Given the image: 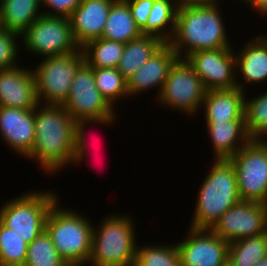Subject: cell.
Masks as SVG:
<instances>
[{
  "label": "cell",
  "instance_id": "obj_17",
  "mask_svg": "<svg viewBox=\"0 0 267 266\" xmlns=\"http://www.w3.org/2000/svg\"><path fill=\"white\" fill-rule=\"evenodd\" d=\"M116 0H82L68 17L75 41L79 47L99 39L105 29L107 17Z\"/></svg>",
  "mask_w": 267,
  "mask_h": 266
},
{
  "label": "cell",
  "instance_id": "obj_1",
  "mask_svg": "<svg viewBox=\"0 0 267 266\" xmlns=\"http://www.w3.org/2000/svg\"><path fill=\"white\" fill-rule=\"evenodd\" d=\"M217 1L179 3L175 31L168 43L180 58L182 53L185 58L196 51L232 48L216 5Z\"/></svg>",
  "mask_w": 267,
  "mask_h": 266
},
{
  "label": "cell",
  "instance_id": "obj_6",
  "mask_svg": "<svg viewBox=\"0 0 267 266\" xmlns=\"http://www.w3.org/2000/svg\"><path fill=\"white\" fill-rule=\"evenodd\" d=\"M54 192H30L7 201L0 209V222L30 244L43 231L52 206L58 201Z\"/></svg>",
  "mask_w": 267,
  "mask_h": 266
},
{
  "label": "cell",
  "instance_id": "obj_33",
  "mask_svg": "<svg viewBox=\"0 0 267 266\" xmlns=\"http://www.w3.org/2000/svg\"><path fill=\"white\" fill-rule=\"evenodd\" d=\"M16 37H21L18 33L8 31L0 26V70L16 67L15 59L18 56Z\"/></svg>",
  "mask_w": 267,
  "mask_h": 266
},
{
  "label": "cell",
  "instance_id": "obj_25",
  "mask_svg": "<svg viewBox=\"0 0 267 266\" xmlns=\"http://www.w3.org/2000/svg\"><path fill=\"white\" fill-rule=\"evenodd\" d=\"M176 2V0H155L146 25L140 30L141 34L156 36L164 43H168L175 31L176 13L179 5ZM168 26H171L170 29Z\"/></svg>",
  "mask_w": 267,
  "mask_h": 266
},
{
  "label": "cell",
  "instance_id": "obj_31",
  "mask_svg": "<svg viewBox=\"0 0 267 266\" xmlns=\"http://www.w3.org/2000/svg\"><path fill=\"white\" fill-rule=\"evenodd\" d=\"M245 128L250 140H265L267 135V92L245 100Z\"/></svg>",
  "mask_w": 267,
  "mask_h": 266
},
{
  "label": "cell",
  "instance_id": "obj_28",
  "mask_svg": "<svg viewBox=\"0 0 267 266\" xmlns=\"http://www.w3.org/2000/svg\"><path fill=\"white\" fill-rule=\"evenodd\" d=\"M24 266H69L58 254L50 235L43 231L28 244Z\"/></svg>",
  "mask_w": 267,
  "mask_h": 266
},
{
  "label": "cell",
  "instance_id": "obj_8",
  "mask_svg": "<svg viewBox=\"0 0 267 266\" xmlns=\"http://www.w3.org/2000/svg\"><path fill=\"white\" fill-rule=\"evenodd\" d=\"M84 62L81 50L71 54L46 57L41 61L33 70L39 103L45 99L44 104L63 105L68 98L78 68Z\"/></svg>",
  "mask_w": 267,
  "mask_h": 266
},
{
  "label": "cell",
  "instance_id": "obj_4",
  "mask_svg": "<svg viewBox=\"0 0 267 266\" xmlns=\"http://www.w3.org/2000/svg\"><path fill=\"white\" fill-rule=\"evenodd\" d=\"M58 205L57 201L50 209L45 230L69 266H84L91 256L94 226L86 217Z\"/></svg>",
  "mask_w": 267,
  "mask_h": 266
},
{
  "label": "cell",
  "instance_id": "obj_14",
  "mask_svg": "<svg viewBox=\"0 0 267 266\" xmlns=\"http://www.w3.org/2000/svg\"><path fill=\"white\" fill-rule=\"evenodd\" d=\"M187 238L177 244L181 266H222L228 260L229 242L211 229L190 228Z\"/></svg>",
  "mask_w": 267,
  "mask_h": 266
},
{
  "label": "cell",
  "instance_id": "obj_39",
  "mask_svg": "<svg viewBox=\"0 0 267 266\" xmlns=\"http://www.w3.org/2000/svg\"><path fill=\"white\" fill-rule=\"evenodd\" d=\"M177 3H185V2H202L206 0H176Z\"/></svg>",
  "mask_w": 267,
  "mask_h": 266
},
{
  "label": "cell",
  "instance_id": "obj_15",
  "mask_svg": "<svg viewBox=\"0 0 267 266\" xmlns=\"http://www.w3.org/2000/svg\"><path fill=\"white\" fill-rule=\"evenodd\" d=\"M0 133L11 149L27 157L35 143V109L0 106Z\"/></svg>",
  "mask_w": 267,
  "mask_h": 266
},
{
  "label": "cell",
  "instance_id": "obj_7",
  "mask_svg": "<svg viewBox=\"0 0 267 266\" xmlns=\"http://www.w3.org/2000/svg\"><path fill=\"white\" fill-rule=\"evenodd\" d=\"M229 161L241 201L267 204V140H250Z\"/></svg>",
  "mask_w": 267,
  "mask_h": 266
},
{
  "label": "cell",
  "instance_id": "obj_24",
  "mask_svg": "<svg viewBox=\"0 0 267 266\" xmlns=\"http://www.w3.org/2000/svg\"><path fill=\"white\" fill-rule=\"evenodd\" d=\"M140 35L141 31L136 26L128 3L125 0H116L109 10L101 38L126 44Z\"/></svg>",
  "mask_w": 267,
  "mask_h": 266
},
{
  "label": "cell",
  "instance_id": "obj_16",
  "mask_svg": "<svg viewBox=\"0 0 267 266\" xmlns=\"http://www.w3.org/2000/svg\"><path fill=\"white\" fill-rule=\"evenodd\" d=\"M39 104L32 70L20 66L0 70V106L35 109Z\"/></svg>",
  "mask_w": 267,
  "mask_h": 266
},
{
  "label": "cell",
  "instance_id": "obj_22",
  "mask_svg": "<svg viewBox=\"0 0 267 266\" xmlns=\"http://www.w3.org/2000/svg\"><path fill=\"white\" fill-rule=\"evenodd\" d=\"M42 0H0V26L21 35L43 13Z\"/></svg>",
  "mask_w": 267,
  "mask_h": 266
},
{
  "label": "cell",
  "instance_id": "obj_5",
  "mask_svg": "<svg viewBox=\"0 0 267 266\" xmlns=\"http://www.w3.org/2000/svg\"><path fill=\"white\" fill-rule=\"evenodd\" d=\"M106 217L99 229L93 228L91 266H134L137 245L130 216Z\"/></svg>",
  "mask_w": 267,
  "mask_h": 266
},
{
  "label": "cell",
  "instance_id": "obj_18",
  "mask_svg": "<svg viewBox=\"0 0 267 266\" xmlns=\"http://www.w3.org/2000/svg\"><path fill=\"white\" fill-rule=\"evenodd\" d=\"M180 57L169 43H164L144 65L127 81L128 96L152 87H159L158 94L169 75L170 69Z\"/></svg>",
  "mask_w": 267,
  "mask_h": 266
},
{
  "label": "cell",
  "instance_id": "obj_30",
  "mask_svg": "<svg viewBox=\"0 0 267 266\" xmlns=\"http://www.w3.org/2000/svg\"><path fill=\"white\" fill-rule=\"evenodd\" d=\"M28 243L0 222V266H24Z\"/></svg>",
  "mask_w": 267,
  "mask_h": 266
},
{
  "label": "cell",
  "instance_id": "obj_11",
  "mask_svg": "<svg viewBox=\"0 0 267 266\" xmlns=\"http://www.w3.org/2000/svg\"><path fill=\"white\" fill-rule=\"evenodd\" d=\"M232 48H218L193 52L185 57L195 73L200 77L206 90L244 91L241 83H236V57ZM235 73V74H234Z\"/></svg>",
  "mask_w": 267,
  "mask_h": 266
},
{
  "label": "cell",
  "instance_id": "obj_27",
  "mask_svg": "<svg viewBox=\"0 0 267 266\" xmlns=\"http://www.w3.org/2000/svg\"><path fill=\"white\" fill-rule=\"evenodd\" d=\"M267 256V232L229 243L228 260L233 266H253Z\"/></svg>",
  "mask_w": 267,
  "mask_h": 266
},
{
  "label": "cell",
  "instance_id": "obj_23",
  "mask_svg": "<svg viewBox=\"0 0 267 266\" xmlns=\"http://www.w3.org/2000/svg\"><path fill=\"white\" fill-rule=\"evenodd\" d=\"M163 44L156 36L141 34L125 44L117 70L128 81Z\"/></svg>",
  "mask_w": 267,
  "mask_h": 266
},
{
  "label": "cell",
  "instance_id": "obj_9",
  "mask_svg": "<svg viewBox=\"0 0 267 266\" xmlns=\"http://www.w3.org/2000/svg\"><path fill=\"white\" fill-rule=\"evenodd\" d=\"M21 37L30 53L45 57L71 54L81 50L75 41L68 17L40 16Z\"/></svg>",
  "mask_w": 267,
  "mask_h": 266
},
{
  "label": "cell",
  "instance_id": "obj_37",
  "mask_svg": "<svg viewBox=\"0 0 267 266\" xmlns=\"http://www.w3.org/2000/svg\"><path fill=\"white\" fill-rule=\"evenodd\" d=\"M247 2L251 7L255 8L256 11L260 12L261 15H267V0H241Z\"/></svg>",
  "mask_w": 267,
  "mask_h": 266
},
{
  "label": "cell",
  "instance_id": "obj_10",
  "mask_svg": "<svg viewBox=\"0 0 267 266\" xmlns=\"http://www.w3.org/2000/svg\"><path fill=\"white\" fill-rule=\"evenodd\" d=\"M206 89L185 58H179L172 68L158 95L161 104L193 115L202 106Z\"/></svg>",
  "mask_w": 267,
  "mask_h": 266
},
{
  "label": "cell",
  "instance_id": "obj_19",
  "mask_svg": "<svg viewBox=\"0 0 267 266\" xmlns=\"http://www.w3.org/2000/svg\"><path fill=\"white\" fill-rule=\"evenodd\" d=\"M206 126L213 144L215 160H229L250 141L245 120H206Z\"/></svg>",
  "mask_w": 267,
  "mask_h": 266
},
{
  "label": "cell",
  "instance_id": "obj_38",
  "mask_svg": "<svg viewBox=\"0 0 267 266\" xmlns=\"http://www.w3.org/2000/svg\"><path fill=\"white\" fill-rule=\"evenodd\" d=\"M253 266H267V256L264 257L259 262H256Z\"/></svg>",
  "mask_w": 267,
  "mask_h": 266
},
{
  "label": "cell",
  "instance_id": "obj_20",
  "mask_svg": "<svg viewBox=\"0 0 267 266\" xmlns=\"http://www.w3.org/2000/svg\"><path fill=\"white\" fill-rule=\"evenodd\" d=\"M245 91L207 90L203 100L206 120H245Z\"/></svg>",
  "mask_w": 267,
  "mask_h": 266
},
{
  "label": "cell",
  "instance_id": "obj_3",
  "mask_svg": "<svg viewBox=\"0 0 267 266\" xmlns=\"http://www.w3.org/2000/svg\"><path fill=\"white\" fill-rule=\"evenodd\" d=\"M199 190L190 228L211 229L227 209L241 201L234 167L229 160H215Z\"/></svg>",
  "mask_w": 267,
  "mask_h": 266
},
{
  "label": "cell",
  "instance_id": "obj_26",
  "mask_svg": "<svg viewBox=\"0 0 267 266\" xmlns=\"http://www.w3.org/2000/svg\"><path fill=\"white\" fill-rule=\"evenodd\" d=\"M125 44L99 38L81 47L84 61L91 67L116 68L122 57Z\"/></svg>",
  "mask_w": 267,
  "mask_h": 266
},
{
  "label": "cell",
  "instance_id": "obj_35",
  "mask_svg": "<svg viewBox=\"0 0 267 266\" xmlns=\"http://www.w3.org/2000/svg\"><path fill=\"white\" fill-rule=\"evenodd\" d=\"M130 8L131 15L135 20L136 26L141 30L149 17L155 0H125Z\"/></svg>",
  "mask_w": 267,
  "mask_h": 266
},
{
  "label": "cell",
  "instance_id": "obj_34",
  "mask_svg": "<svg viewBox=\"0 0 267 266\" xmlns=\"http://www.w3.org/2000/svg\"><path fill=\"white\" fill-rule=\"evenodd\" d=\"M116 115H107L105 117L102 118H97V119H78L75 120L74 123V147H73V157H72V163L74 162H81V160L83 161V158L86 157L84 155L86 152V141H85V127L86 124L90 122H99L103 123V124H111L112 121L114 122V119Z\"/></svg>",
  "mask_w": 267,
  "mask_h": 266
},
{
  "label": "cell",
  "instance_id": "obj_13",
  "mask_svg": "<svg viewBox=\"0 0 267 266\" xmlns=\"http://www.w3.org/2000/svg\"><path fill=\"white\" fill-rule=\"evenodd\" d=\"M211 230L229 243L267 232V204L240 201L227 209Z\"/></svg>",
  "mask_w": 267,
  "mask_h": 266
},
{
  "label": "cell",
  "instance_id": "obj_32",
  "mask_svg": "<svg viewBox=\"0 0 267 266\" xmlns=\"http://www.w3.org/2000/svg\"><path fill=\"white\" fill-rule=\"evenodd\" d=\"M137 247L134 266H181L177 244Z\"/></svg>",
  "mask_w": 267,
  "mask_h": 266
},
{
  "label": "cell",
  "instance_id": "obj_12",
  "mask_svg": "<svg viewBox=\"0 0 267 266\" xmlns=\"http://www.w3.org/2000/svg\"><path fill=\"white\" fill-rule=\"evenodd\" d=\"M65 110L74 119H97L115 114L95 85L93 67L84 62L73 79Z\"/></svg>",
  "mask_w": 267,
  "mask_h": 266
},
{
  "label": "cell",
  "instance_id": "obj_21",
  "mask_svg": "<svg viewBox=\"0 0 267 266\" xmlns=\"http://www.w3.org/2000/svg\"><path fill=\"white\" fill-rule=\"evenodd\" d=\"M251 41L243 47V51L235 55L236 69L240 70L245 84L267 79V35L261 34Z\"/></svg>",
  "mask_w": 267,
  "mask_h": 266
},
{
  "label": "cell",
  "instance_id": "obj_29",
  "mask_svg": "<svg viewBox=\"0 0 267 266\" xmlns=\"http://www.w3.org/2000/svg\"><path fill=\"white\" fill-rule=\"evenodd\" d=\"M95 85L101 95L114 106L115 100L128 95L127 80L117 68L93 67Z\"/></svg>",
  "mask_w": 267,
  "mask_h": 266
},
{
  "label": "cell",
  "instance_id": "obj_2",
  "mask_svg": "<svg viewBox=\"0 0 267 266\" xmlns=\"http://www.w3.org/2000/svg\"><path fill=\"white\" fill-rule=\"evenodd\" d=\"M74 123L64 105L39 104L35 108V143L27 157L36 159L45 173H56L72 163Z\"/></svg>",
  "mask_w": 267,
  "mask_h": 266
},
{
  "label": "cell",
  "instance_id": "obj_36",
  "mask_svg": "<svg viewBox=\"0 0 267 266\" xmlns=\"http://www.w3.org/2000/svg\"><path fill=\"white\" fill-rule=\"evenodd\" d=\"M81 2L82 0H42V4L54 11L42 13L45 16L69 17Z\"/></svg>",
  "mask_w": 267,
  "mask_h": 266
},
{
  "label": "cell",
  "instance_id": "obj_40",
  "mask_svg": "<svg viewBox=\"0 0 267 266\" xmlns=\"http://www.w3.org/2000/svg\"><path fill=\"white\" fill-rule=\"evenodd\" d=\"M222 266H233L229 260H227Z\"/></svg>",
  "mask_w": 267,
  "mask_h": 266
}]
</instances>
